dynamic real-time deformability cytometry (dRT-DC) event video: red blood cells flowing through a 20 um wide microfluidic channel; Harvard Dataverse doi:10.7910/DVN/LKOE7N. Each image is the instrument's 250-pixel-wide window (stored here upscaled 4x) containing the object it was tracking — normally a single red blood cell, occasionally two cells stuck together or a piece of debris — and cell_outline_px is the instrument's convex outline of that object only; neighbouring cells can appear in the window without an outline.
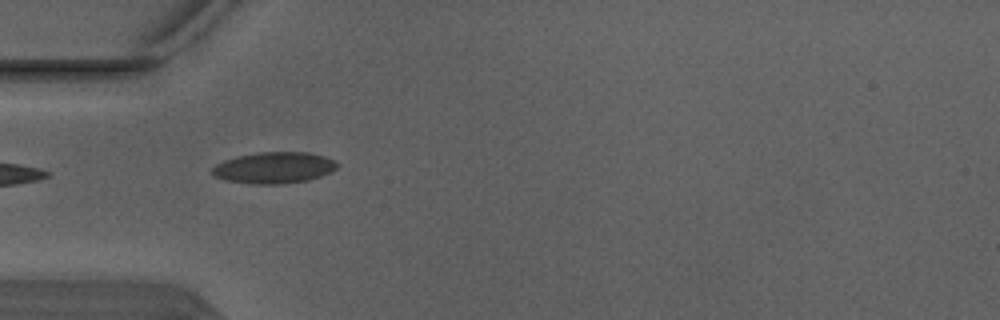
{"species": "Egyptian fruit bat (a non-hibernating species)", "species_latin": "Rousettus aegyptiacus", "temperature_condition": "warm", "stored_images_in_passage": 3, "camera_frame_rate_fps": 3000, "um_per_image_px": 0.085, "animal": {"sex": "male"}, "frame": {"image": 1, "passage_image": 1, "time_ms": 0.0, "image_size_px": [1000, 320], "cell_outline_px": [[340, 164], [332, 172], [308, 180], [280, 184], [252, 184], [228, 180], [216, 176], [212, 172], [212, 168], [216, 164], [224, 160], [236, 156], [260, 152], [308, 152], [324, 156], [336, 160]], "centroid_in_image_um": [23.34, 14.25], "position_along_channel_um": 61.7, "area_um2": 22.83}}
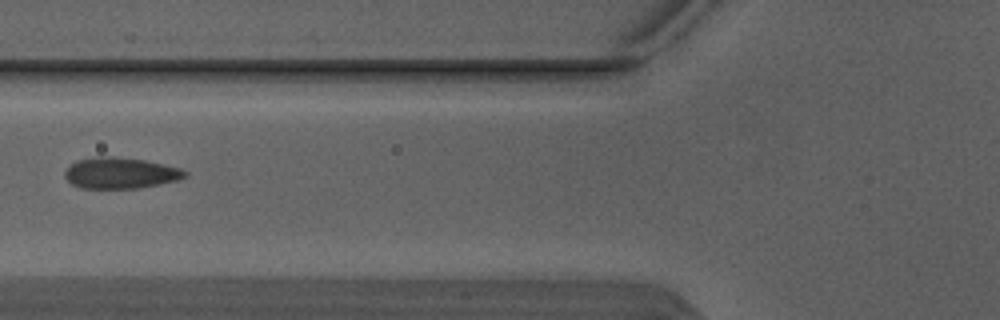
{"frame": {"image": 2, "passage_image": 2, "time_ms": 0.333, "image_size_px": [1000, 320], "cell_outline_px": [[188, 176], [176, 180], [140, 188], [80, 188], [72, 184], [64, 176], [64, 172], [76, 160], [100, 156], [112, 156], [144, 160], [180, 168], [188, 172]], "centroid_in_image_um": [10.23, 14.71], "position_along_channel_um": 115.6, "area_um2": 21.62}}